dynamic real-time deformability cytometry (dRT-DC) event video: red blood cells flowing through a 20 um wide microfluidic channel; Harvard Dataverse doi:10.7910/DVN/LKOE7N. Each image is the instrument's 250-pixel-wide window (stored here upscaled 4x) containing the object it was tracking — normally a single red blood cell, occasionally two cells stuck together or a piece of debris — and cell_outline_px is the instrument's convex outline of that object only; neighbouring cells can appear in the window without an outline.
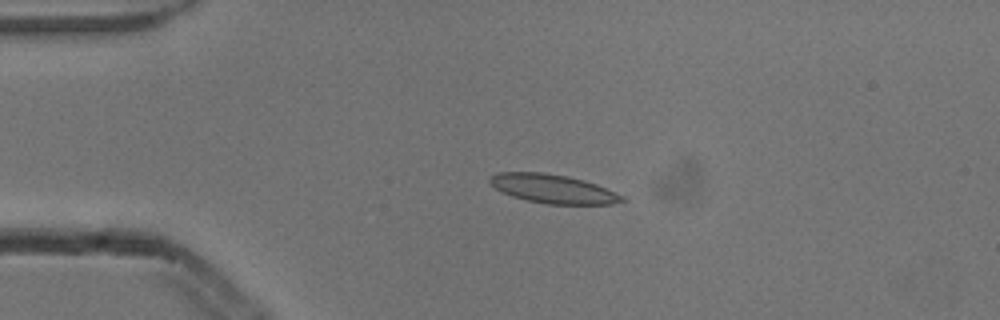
{"species": "common noctule bat (a hibernating species)", "species_latin": "Nyctalus noctula", "temperature_condition": "cold", "stored_images_in_passage": 4, "camera_frame_rate_fps": 3000, "um_per_image_px": 0.085, "animal": {"sex": "male", "body_mass_g": 13.3}, "frame": {"image": 1, "passage_image": 3, "time_ms": 0.667, "image_size_px": [1000, 320], "cell_outline_px": [[628, 200], [612, 204], [548, 204], [528, 200], [512, 196], [500, 192], [488, 184], [488, 176], [496, 172], [540, 172], [568, 176], [584, 180], [596, 184], [624, 196]], "centroid_in_image_um": [46.95, 16.04], "position_along_channel_um": 38.0, "area_um2": 22.43}}